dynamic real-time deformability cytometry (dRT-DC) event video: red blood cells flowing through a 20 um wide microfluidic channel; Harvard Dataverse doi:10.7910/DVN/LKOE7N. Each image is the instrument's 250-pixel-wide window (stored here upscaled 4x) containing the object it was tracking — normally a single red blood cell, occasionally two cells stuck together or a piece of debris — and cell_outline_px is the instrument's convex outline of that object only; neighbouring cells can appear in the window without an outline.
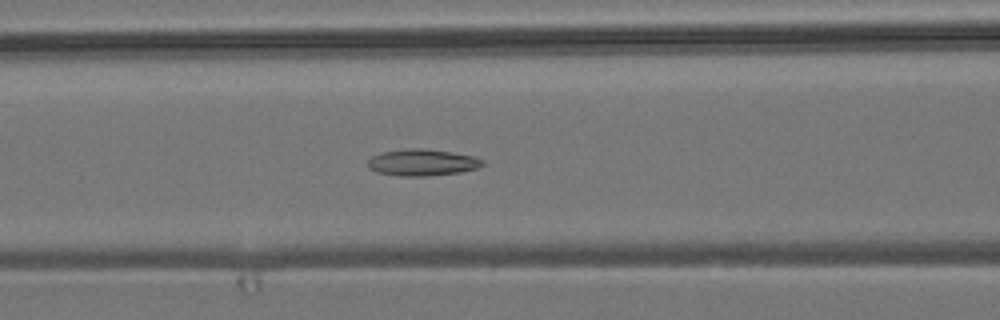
{"species": "common noctule bat (a hibernating species)", "species_latin": "Nyctalus noctula", "temperature_condition": "room temperature", "stored_images_in_passage": 54, "camera_frame_rate_fps": 3000, "um_per_image_px": 0.085, "animal": {"sex": "male", "body_mass_g": 19.2, "forearm_length_mm": 51.8}, "frame": {"image": 1, "passage_image": 22, "time_ms": 7.0, "image_size_px": [1000, 320], "cell_outline_px": [[484, 164], [476, 168], [460, 172], [424, 176], [400, 176], [376, 172], [368, 168], [368, 160], [372, 156], [380, 152], [408, 148], [424, 148], [452, 152], [476, 156], [484, 160]], "centroid_in_image_um": [35.88, 13.8], "position_along_channel_um": 130.7, "area_um2": 17.92}}
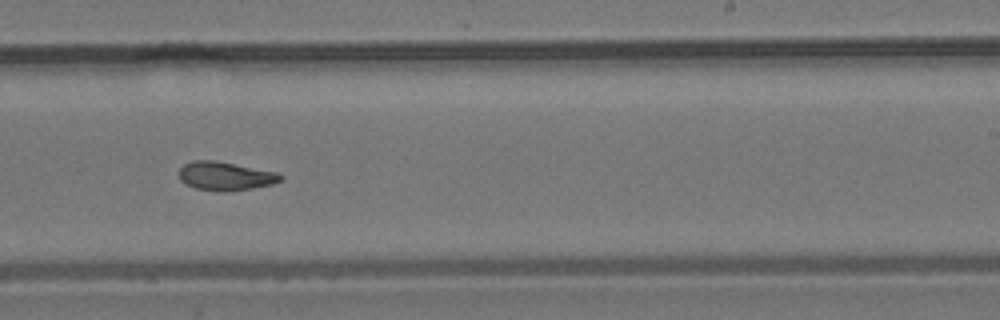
{"frame": {"image": 2, "passage_image": 33, "time_ms": 10.667, "image_size_px": [1000, 320], "cell_outline_px": [[284, 176], [280, 180], [272, 184], [252, 188], [224, 192], [220, 192], [196, 188], [184, 184], [180, 180], [180, 168], [184, 164], [192, 160], [216, 160], [276, 172]], "centroid_in_image_um": [19.13, 14.96], "position_along_channel_um": 269.9, "area_um2": 16.94}}
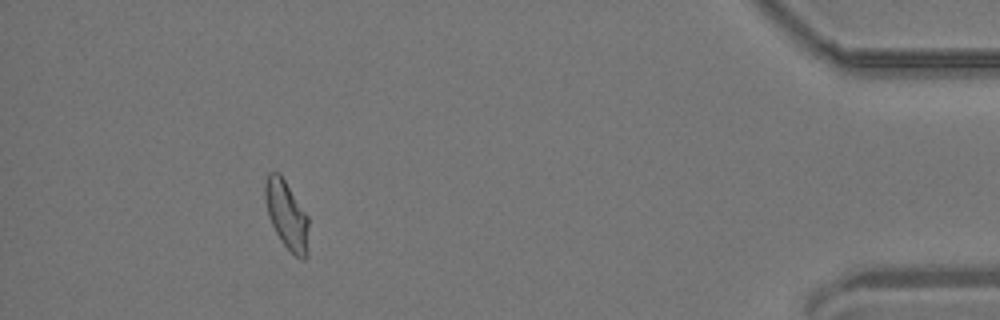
{"frame": {"image": 3, "passage_image": 49, "time_ms": 16.0, "image_size_px": [1000, 320], "cell_outline_px": [[308, 256], [304, 260], [300, 260], [280, 240], [268, 216], [264, 200], [264, 184], [268, 172], [280, 172], [308, 216]], "centroid_in_image_um": [24.36, 18.26], "position_along_channel_um": 410.8, "area_um2": 17.57}, "authors_computed_cell_mechanics": {"area_um2": 17.5423, "velocity_mm_per_s": 3.8069, "shape_relaxation_time_tau1_ms": null, "shape_relaxation_time_tau2_ms": 3.0353, "deformation_change_tau1": null, "deformation_change_tau2": 0.0902}}